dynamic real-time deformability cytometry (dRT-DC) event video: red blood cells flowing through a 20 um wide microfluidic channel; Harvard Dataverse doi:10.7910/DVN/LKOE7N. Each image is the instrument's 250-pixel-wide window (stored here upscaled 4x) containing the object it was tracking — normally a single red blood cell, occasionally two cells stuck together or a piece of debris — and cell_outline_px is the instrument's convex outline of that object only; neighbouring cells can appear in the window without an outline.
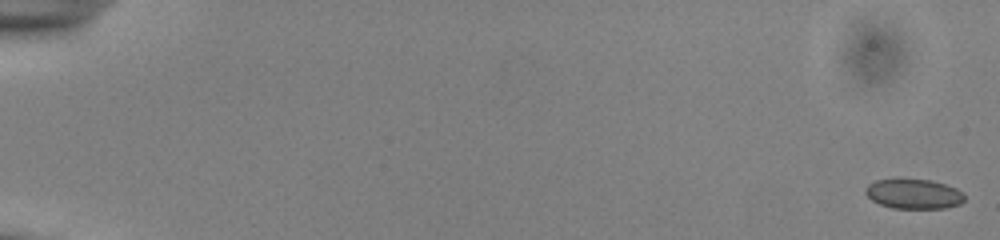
{"species": "common noctule bat (a hibernating species)", "species_latin": "Nyctalus noctula", "temperature_condition": "cold", "stored_images_in_passage": 54, "camera_frame_rate_fps": 3000, "um_per_image_px": 0.085, "animal": {"sex": "male", "body_mass_g": 13.0, "forearm_length_mm": 53.1}, "frame": {"image": 1, "passage_image": 1, "time_ms": 0.0, "image_size_px": [1000, 240], "cell_outline_px": [[964, 200], [960, 204], [944, 208], [892, 208], [880, 204], [872, 200], [864, 192], [864, 188], [868, 184], [876, 180], [896, 176], [932, 180], [956, 188], [964, 192]], "centroid_in_image_um": [77.62, 16.43], "position_along_channel_um": 7.4, "area_um2": 17.86}}
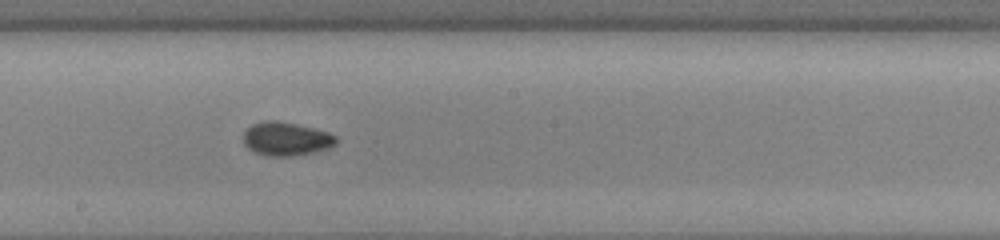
{"frame": {"image": 2, "passage_image": 32, "time_ms": 10.333, "image_size_px": [1000, 240], "cell_outline_px": [[336, 144], [312, 152], [292, 156], [268, 156], [256, 152], [248, 148], [244, 144], [244, 132], [252, 124], [264, 120], [276, 120], [296, 124], [328, 132], [336, 136]], "centroid_in_image_um": [24.28, 11.79], "position_along_channel_um": 223.9, "area_um2": 17.86}}
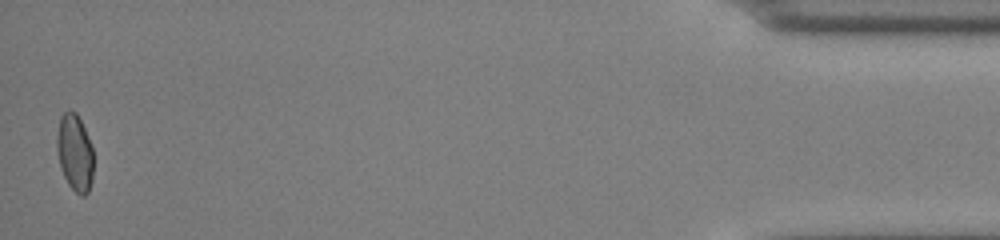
{"frame": {"image": 3, "passage_image": 54, "time_ms": 17.667, "image_size_px": [1000, 240], "cell_outline_px": [[92, 180], [88, 192], [84, 196], [80, 196], [68, 184], [60, 168], [56, 148], [56, 136], [60, 116], [68, 108], [76, 112], [84, 128], [92, 148]], "centroid_in_image_um": [6.33, 12.96], "position_along_channel_um": 428.9, "area_um2": 16.47}, "authors_computed_cell_mechanics": {"area_um2": 17.4845, "velocity_mm_per_s": 3.9067, "shape_relaxation_time_tau1_ms": 9.5342, "shape_relaxation_time_tau2_ms": 1.9085, "deformation_change_tau1": 0.1173, "deformation_change_tau2": 0.0546}}